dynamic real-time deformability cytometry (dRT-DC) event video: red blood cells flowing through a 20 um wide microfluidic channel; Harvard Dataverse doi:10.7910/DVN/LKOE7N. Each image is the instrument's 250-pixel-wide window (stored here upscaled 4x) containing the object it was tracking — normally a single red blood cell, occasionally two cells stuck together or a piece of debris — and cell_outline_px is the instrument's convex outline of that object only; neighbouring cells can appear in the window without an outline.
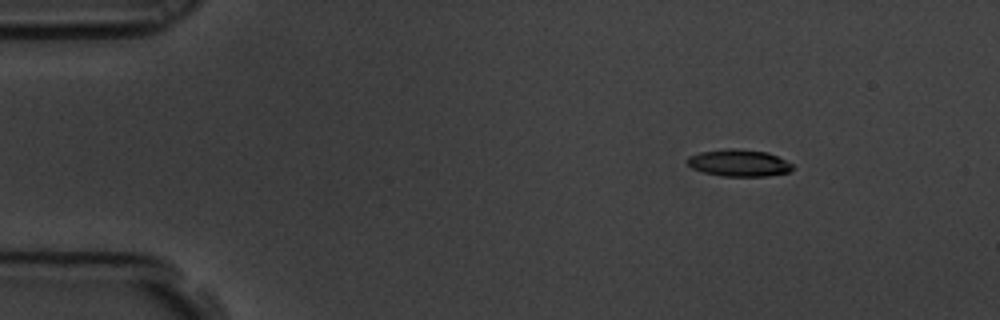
{"species": "common noctule bat (a hibernating species)", "species_latin": "Nyctalus noctula", "temperature_condition": "room temperature", "stored_images_in_passage": 4, "camera_frame_rate_fps": 3000, "um_per_image_px": 0.085, "animal": {"sex": "male", "body_mass_g": 19.5, "forearm_length_mm": 54.6}, "frame": {"image": 1, "passage_image": 1, "time_ms": 0.0, "image_size_px": [1000, 320], "cell_outline_px": [[796, 168], [788, 172], [768, 176], [720, 176], [704, 172], [692, 168], [688, 164], [688, 156], [700, 152], [728, 148], [736, 148], [768, 152], [792, 164]], "centroid_in_image_um": [62.82, 13.85], "position_along_channel_um": 22.2, "area_um2": 16.53}}
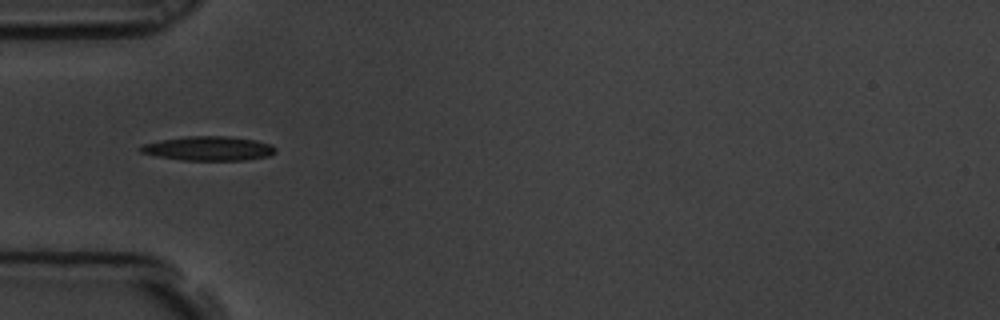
{"frame": {"image": 2, "passage_image": 4, "time_ms": 1.0, "image_size_px": [1000, 320], "cell_outline_px": [[276, 152], [268, 156], [244, 160], [180, 160], [156, 156], [140, 152], [136, 148], [144, 144], [160, 140], [188, 136], [228, 136], [256, 140], [272, 144], [276, 148]], "centroid_in_image_um": [17.72, 12.62], "position_along_channel_um": 67.3, "area_um2": 19.19}}